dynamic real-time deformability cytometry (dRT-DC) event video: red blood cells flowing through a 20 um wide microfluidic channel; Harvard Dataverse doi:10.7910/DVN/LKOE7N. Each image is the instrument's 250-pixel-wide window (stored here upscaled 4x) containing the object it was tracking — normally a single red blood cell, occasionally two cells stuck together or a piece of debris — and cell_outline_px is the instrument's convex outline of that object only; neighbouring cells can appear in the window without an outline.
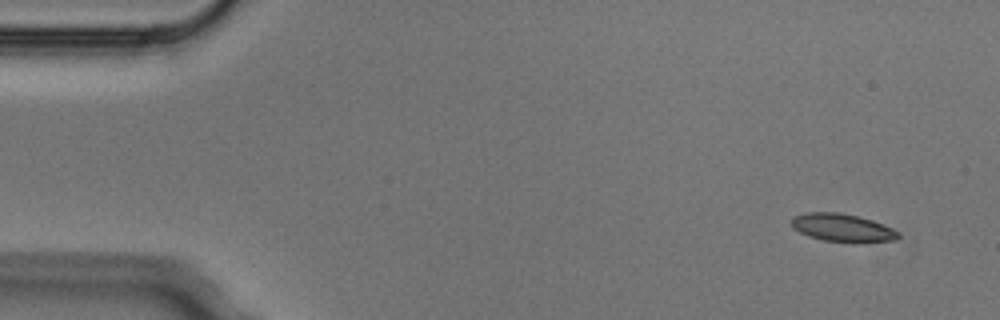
{"species": "Egyptian fruit bat (a non-hibernating species)", "species_latin": "Rousettus aegyptiacus", "temperature_condition": "cold", "stored_images_in_passage": 7, "camera_frame_rate_fps": 3000, "um_per_image_px": 0.085, "animal": {"sex": "male"}, "frame": {"image": 1, "passage_image": 2, "time_ms": 0.333, "image_size_px": [1000, 320], "cell_outline_px": [[900, 236], [896, 240], [856, 244], [824, 240], [808, 236], [792, 228], [792, 216], [804, 212], [840, 212], [872, 220], [892, 228], [900, 232]], "centroid_in_image_um": [71.62, 19.38], "position_along_channel_um": 13.4, "area_um2": 17.8}}
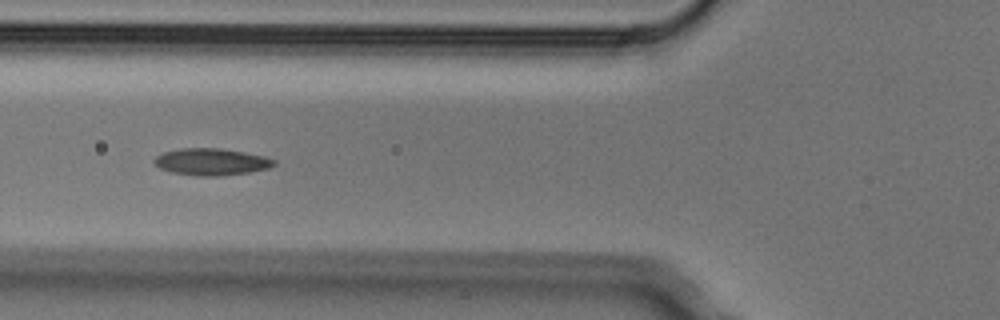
{"frame": {"image": 2, "passage_image": 6, "time_ms": 1.667, "image_size_px": [1000, 320], "cell_outline_px": [[276, 164], [268, 168], [248, 172], [220, 176], [200, 176], [172, 172], [160, 168], [152, 160], [156, 156], [164, 152], [180, 148], [220, 148], [244, 152], [264, 156], [276, 160]], "centroid_in_image_um": [17.97, 13.75], "position_along_channel_um": 107.8, "area_um2": 18.67}}
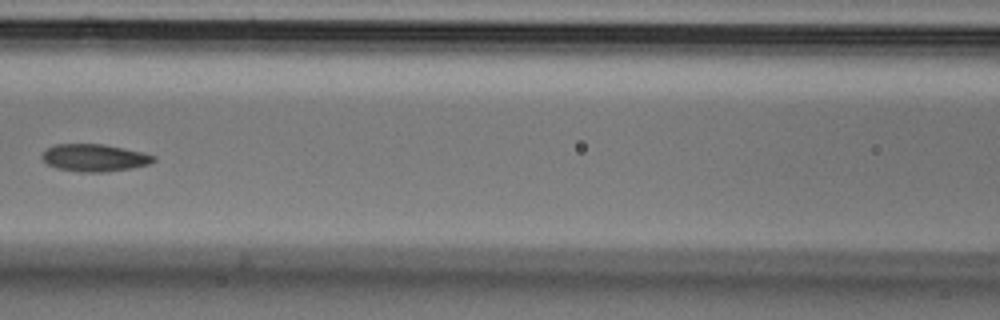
{"frame": {"image": 3, "passage_image": 7, "time_ms": 2.0, "image_size_px": [1000, 320], "cell_outline_px": [[156, 160], [148, 164], [132, 168], [104, 172], [80, 172], [56, 168], [48, 164], [40, 156], [40, 152], [56, 144], [104, 144], [124, 148], [156, 156]], "centroid_in_image_um": [8.0, 13.41], "position_along_channel_um": 158.6, "area_um2": 17.8}}